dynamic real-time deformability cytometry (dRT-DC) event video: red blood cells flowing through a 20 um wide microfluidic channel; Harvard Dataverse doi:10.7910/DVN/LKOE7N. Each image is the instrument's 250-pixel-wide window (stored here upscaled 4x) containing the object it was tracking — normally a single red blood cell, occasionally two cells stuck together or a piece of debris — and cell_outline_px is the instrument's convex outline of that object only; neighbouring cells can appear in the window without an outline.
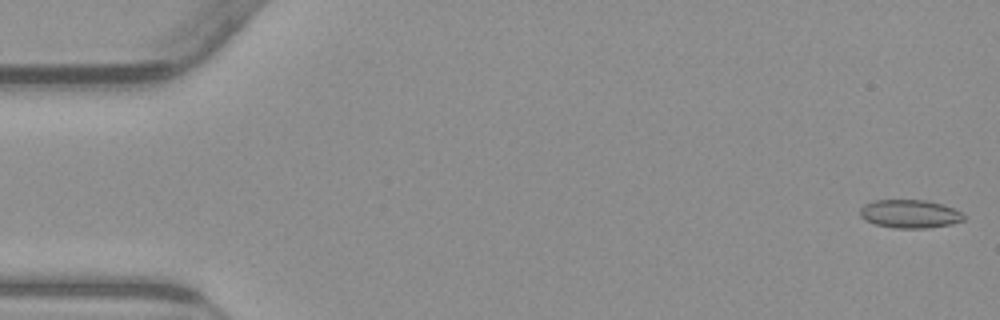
{"species": "common noctule bat (a hibernating species)", "species_latin": "Nyctalus noctula", "temperature_condition": "warm", "stored_images_in_passage": 54, "camera_frame_rate_fps": 3000, "um_per_image_px": 0.085, "animal": {"sex": "male", "body_mass_g": 23.1, "forearm_length_mm": 52.7}, "frame": {"image": 1, "passage_image": 1, "time_ms": 0.0, "image_size_px": [1000, 320], "cell_outline_px": [[964, 220], [952, 224], [924, 228], [892, 228], [876, 224], [864, 220], [860, 216], [860, 208], [864, 204], [872, 200], [924, 200], [944, 204], [960, 212], [964, 216]], "centroid_in_image_um": [77.3, 18.17], "position_along_channel_um": 7.7, "area_um2": 17.17}}
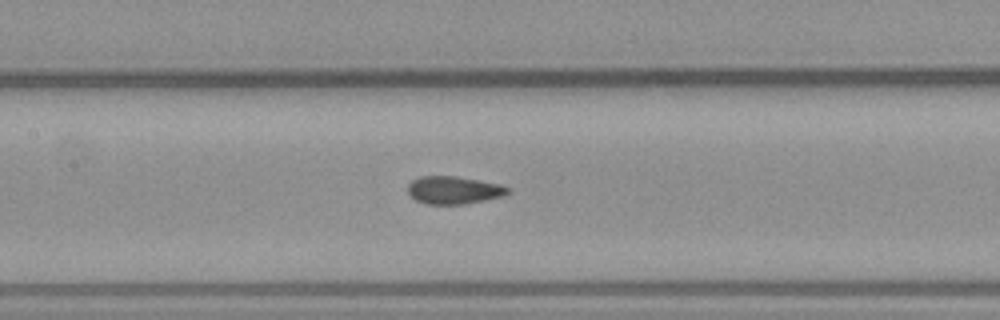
{"frame": {"image": 2, "passage_image": 25, "time_ms": 8.0, "image_size_px": [1000, 320], "cell_outline_px": [[512, 192], [504, 196], [464, 204], [424, 204], [416, 200], [408, 192], [408, 184], [412, 180], [420, 176], [456, 176], [480, 180], [500, 184], [512, 188]], "centroid_in_image_um": [38.61, 16.15], "position_along_channel_um": 168.8, "area_um2": 16.36}}
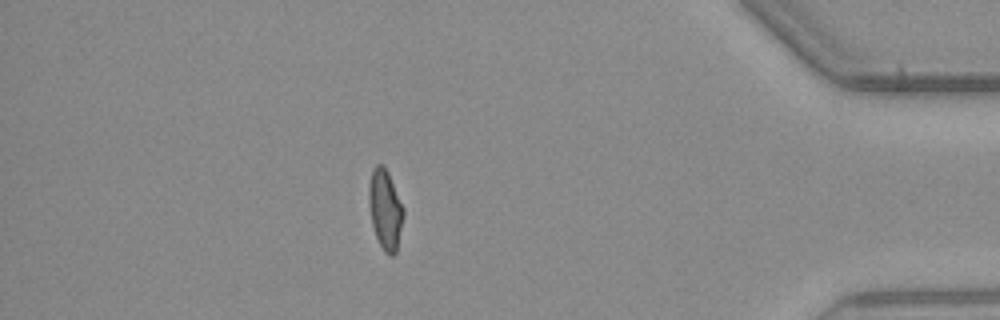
{"frame": {"image": 3, "passage_image": 47, "time_ms": 15.333, "image_size_px": [1000, 320], "cell_outline_px": [[404, 216], [396, 252], [392, 256], [388, 256], [384, 252], [376, 236], [372, 224], [368, 200], [368, 188], [372, 168], [376, 164], [384, 164], [388, 172], [404, 208]], "centroid_in_image_um": [32.74, 17.79], "position_along_channel_um": 402.5, "area_um2": 16.24}, "authors_computed_cell_mechanics": {"area_um2": 16.2418, "velocity_mm_per_s": 3.8279, "shape_relaxation_time_tau1_ms": 11.278, "shape_relaxation_time_tau2_ms": 0.7666, "deformation_change_tau1": 0.2204, "deformation_change_tau2": 0.0664}}